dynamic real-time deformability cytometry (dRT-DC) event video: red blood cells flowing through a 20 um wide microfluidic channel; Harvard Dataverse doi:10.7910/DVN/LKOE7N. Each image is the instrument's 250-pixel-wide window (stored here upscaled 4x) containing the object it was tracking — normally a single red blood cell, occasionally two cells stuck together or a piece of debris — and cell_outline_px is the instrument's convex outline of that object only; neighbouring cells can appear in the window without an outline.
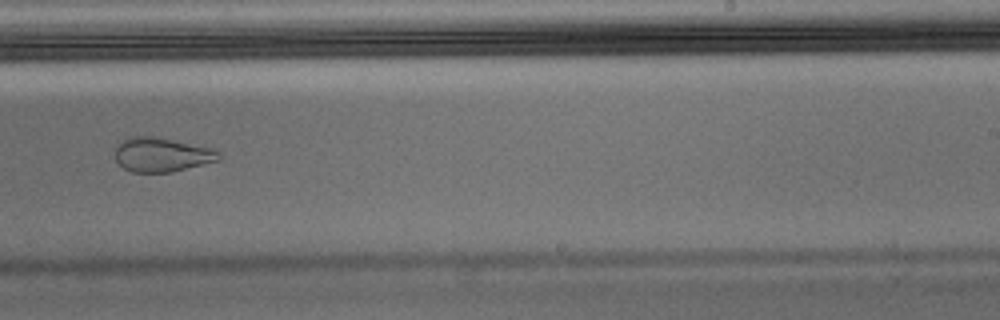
{"species": "Egyptian fruit bat (a non-hibernating species)", "species_latin": "Rousettus aegyptiacus", "temperature_condition": "warm", "stored_images_in_passage": 41, "camera_frame_rate_fps": 3000, "um_per_image_px": 0.085, "animal": {"sex": "male"}, "frame": {"image": 1, "passage_image": 29, "time_ms": 9.333, "image_size_px": [1000, 320], "cell_outline_px": [[220, 160], [172, 172], [132, 172], [124, 168], [116, 160], [116, 144], [120, 140], [128, 136], [152, 136], [212, 148], [220, 152]], "centroid_in_image_um": [13.73, 13.14], "position_along_channel_um": 275.3, "area_um2": 20.69}}